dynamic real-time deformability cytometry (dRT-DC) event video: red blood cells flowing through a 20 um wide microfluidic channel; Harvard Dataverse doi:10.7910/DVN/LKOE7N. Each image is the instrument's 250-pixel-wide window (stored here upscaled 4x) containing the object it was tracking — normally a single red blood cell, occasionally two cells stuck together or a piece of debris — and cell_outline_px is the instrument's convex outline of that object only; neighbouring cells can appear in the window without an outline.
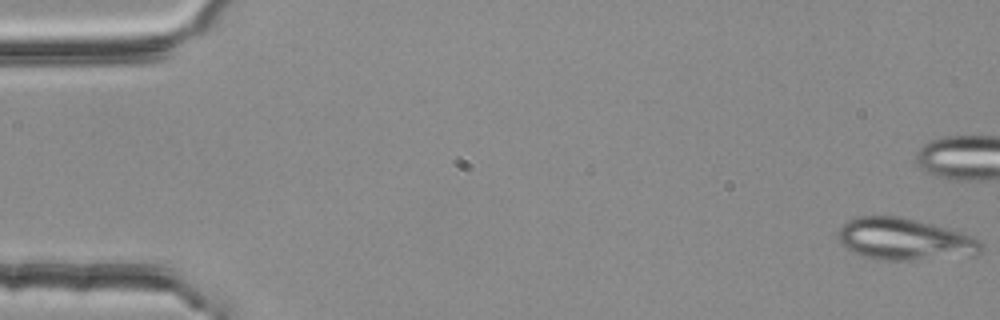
{"species": "common noctule bat (a hibernating species)", "species_latin": "Nyctalus noctula", "temperature_condition": "room temperature", "stored_images_in_passage": 55, "camera_frame_rate_fps": 3000, "um_per_image_px": 0.085, "animal": {"sex": "female", "body_mass_g": 25.1}, "frame": {"image": 1, "passage_image": 1, "time_ms": 0.0, "image_size_px": [1000, 320], "cell_outline_px": [[980, 252], [976, 256], [916, 260], [876, 260], [864, 256], [848, 248], [836, 236], [836, 232], [848, 220], [860, 216], [900, 216], [932, 224], [960, 232], [972, 236], [980, 240]], "centroid_in_image_um": [76.91, 20.35], "position_along_channel_um": 8.1, "area_um2": 34.85}}
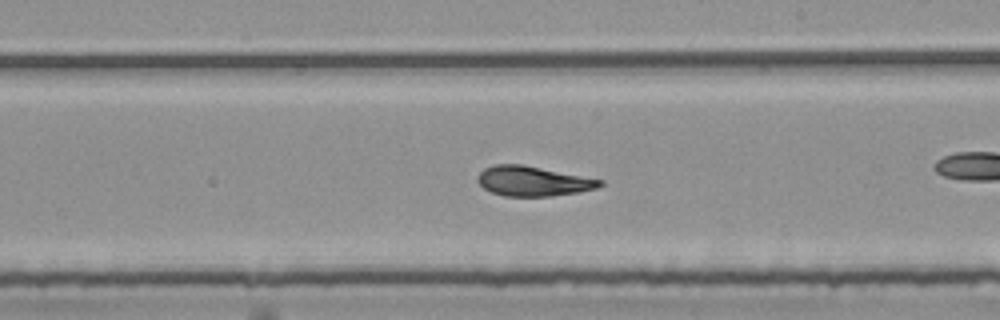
{"frame": {"image": 2, "passage_image": 32, "time_ms": 10.333, "image_size_px": [1000, 320], "cell_outline_px": [[604, 184], [596, 188], [580, 192], [548, 196], [504, 196], [492, 192], [484, 188], [476, 180], [476, 176], [484, 168], [496, 164], [520, 164], [604, 180]], "centroid_in_image_um": [45.29, 15.4], "position_along_channel_um": 243.7, "area_um2": 21.15}}
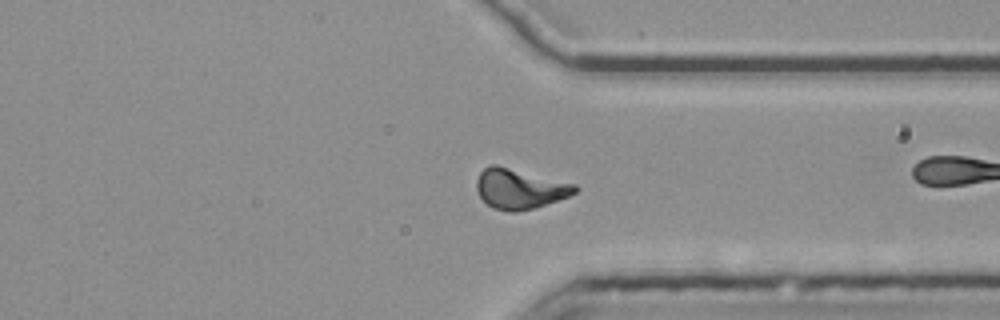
{"frame": {"image": 3, "passage_image": 42, "time_ms": 13.667, "image_size_px": [1000, 320], "cell_outline_px": [[580, 188], [576, 192], [568, 196], [532, 208], [516, 212], [508, 212], [492, 208], [480, 196], [476, 188], [476, 180], [480, 172], [488, 164], [496, 164], [576, 184]], "centroid_in_image_um": [44.15, 16.03], "position_along_channel_um": 367.3, "area_um2": 22.89}, "authors_computed_cell_mechanics": {"area_um2": 21.9062, "velocity_mm_per_s": 3.7409, "shape_relaxation_time_tau1_ms": 7.0289, "shape_relaxation_time_tau2_ms": 1.9539, "deformation_change_tau1": 0.2064, "deformation_change_tau2": 0.0718}}